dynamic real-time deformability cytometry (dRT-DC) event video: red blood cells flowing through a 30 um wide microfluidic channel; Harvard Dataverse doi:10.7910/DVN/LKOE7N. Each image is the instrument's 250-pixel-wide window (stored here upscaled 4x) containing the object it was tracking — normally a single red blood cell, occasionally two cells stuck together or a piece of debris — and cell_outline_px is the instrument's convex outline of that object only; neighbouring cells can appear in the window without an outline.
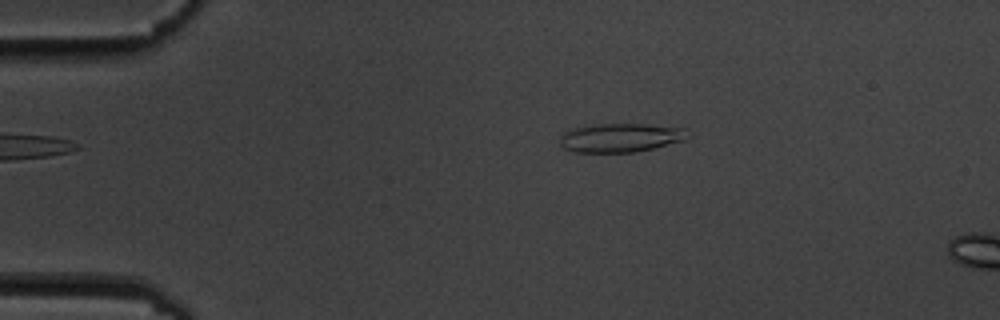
{"species": "common noctule bat (a hibernating species)", "species_latin": "Nyctalus noctula", "temperature_condition": "cold", "stored_images_in_passage": 4, "camera_frame_rate_fps": 3000, "um_per_image_px": 0.085, "animal": {"sex": "male", "body_mass_g": 19.5, "forearm_length_mm": 54.6}, "frame": {"image": 1, "passage_image": 2, "time_ms": 1.0, "image_size_px": [1000, 320], "cell_outline_px": [[692, 136], [684, 140], [636, 152], [576, 152], [564, 148], [560, 144], [560, 136], [564, 132], [572, 128], [596, 124], [644, 124], [684, 128]], "centroid_in_image_um": [52.75, 11.7], "position_along_channel_um": 32.3, "area_um2": 21.44}}